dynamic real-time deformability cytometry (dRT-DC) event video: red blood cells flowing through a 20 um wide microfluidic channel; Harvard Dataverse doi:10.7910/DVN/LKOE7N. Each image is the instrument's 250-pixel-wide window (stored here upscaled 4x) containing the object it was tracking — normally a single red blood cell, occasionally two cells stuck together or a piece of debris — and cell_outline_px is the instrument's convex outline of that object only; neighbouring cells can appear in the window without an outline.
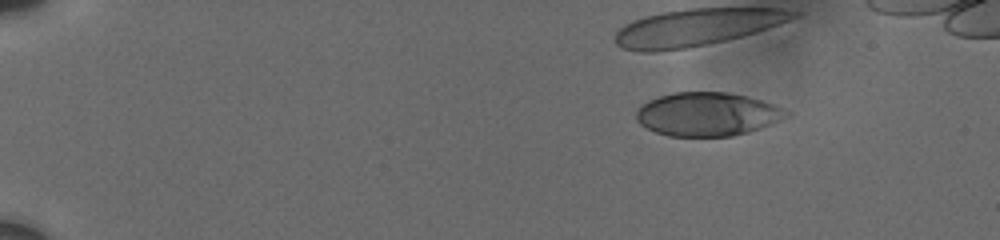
{"species": "human", "species_latin": "Homo sapiens", "temperature_condition": "cold", "stored_images_in_passage": 9, "camera_frame_rate_fps": 3000, "um_per_image_px": 0.085, "donor": {"sex": "male"}, "frame": {"image": 1, "passage_image": 2, "time_ms": 1.0, "image_size_px": [1000, 240], "cell_outline_px": [[792, 112], [768, 124], [748, 132], [732, 136], [668, 136], [656, 132], [640, 124], [636, 120], [636, 108], [648, 100], [672, 92], [728, 92], [748, 96], [776, 104]], "centroid_in_image_um": [60.08, 9.69], "position_along_channel_um": 24.9, "area_um2": 38.09}}